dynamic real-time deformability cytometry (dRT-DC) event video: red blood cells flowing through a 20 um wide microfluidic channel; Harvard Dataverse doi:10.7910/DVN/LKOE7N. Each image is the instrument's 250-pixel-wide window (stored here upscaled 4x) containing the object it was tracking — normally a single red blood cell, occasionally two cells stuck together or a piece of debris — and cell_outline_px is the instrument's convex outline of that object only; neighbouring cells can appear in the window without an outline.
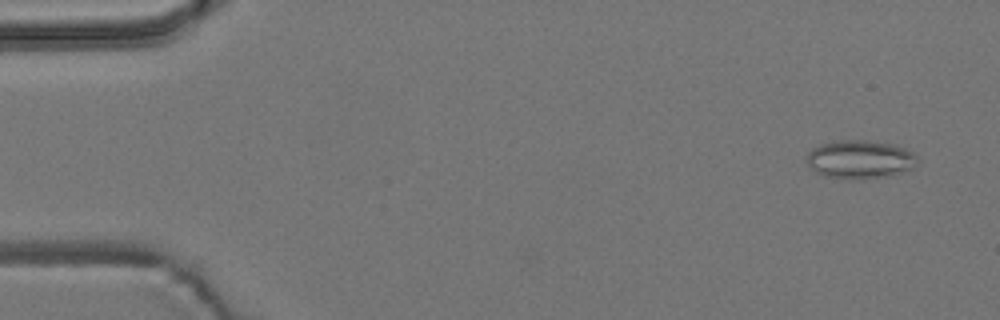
{"species": "common noctule bat (a hibernating species)", "species_latin": "Nyctalus noctula", "temperature_condition": "room temperature", "stored_images_in_passage": 51, "camera_frame_rate_fps": 3000, "um_per_image_px": 0.085, "animal": {"sex": "male", "body_mass_g": 19.2, "forearm_length_mm": 51.8}, "frame": {"image": 1, "passage_image": 3, "time_ms": 0.667, "image_size_px": [1000, 320], "cell_outline_px": [[920, 164], [908, 172], [892, 176], [864, 180], [856, 180], [824, 176], [816, 172], [808, 164], [808, 152], [812, 148], [820, 144], [840, 140], [864, 140], [892, 144], [904, 148], [912, 152], [920, 160]], "centroid_in_image_um": [73.18, 13.58], "position_along_channel_um": 11.8, "area_um2": 25.37}}
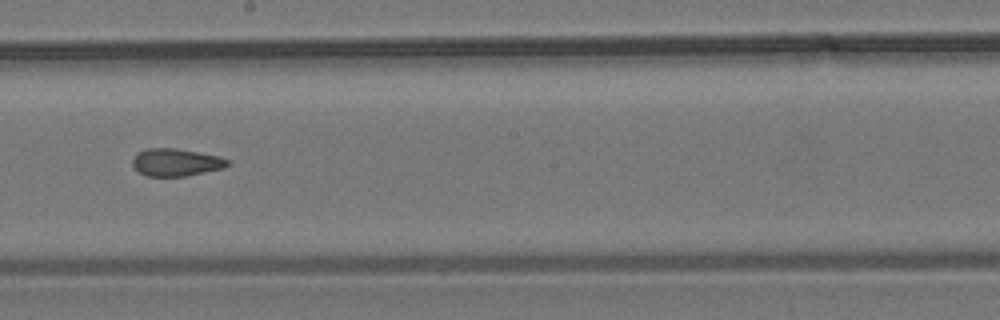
{"frame": {"image": 2, "passage_image": 31, "time_ms": 10.0, "image_size_px": [1000, 320], "cell_outline_px": [[232, 164], [224, 168], [184, 176], [148, 176], [140, 172], [132, 164], [132, 160], [136, 152], [148, 148], [176, 148], [220, 156], [228, 160]], "centroid_in_image_um": [14.98, 13.78], "position_along_channel_um": 233.2, "area_um2": 15.26}}
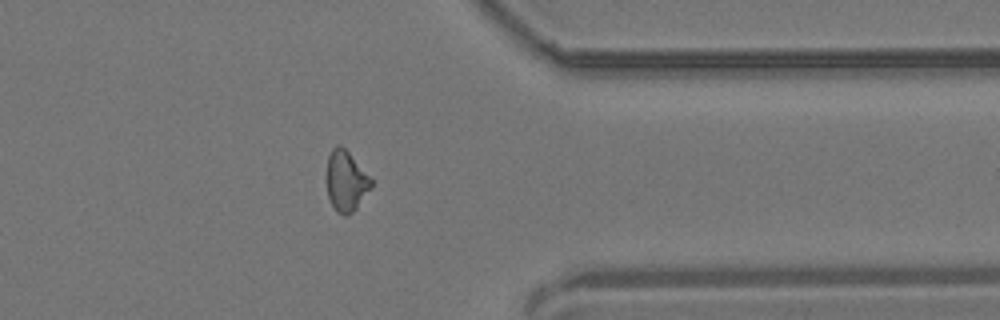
{"frame": {"image": 3, "passage_image": 44, "time_ms": 14.333, "image_size_px": [1000, 320], "cell_outline_px": [[372, 188], [356, 208], [348, 216], [344, 216], [336, 212], [328, 196], [328, 156], [332, 148], [336, 144], [340, 144], [348, 152], [372, 180]], "centroid_in_image_um": [29.42, 15.41], "position_along_channel_um": 382.0, "area_um2": 15.43}}